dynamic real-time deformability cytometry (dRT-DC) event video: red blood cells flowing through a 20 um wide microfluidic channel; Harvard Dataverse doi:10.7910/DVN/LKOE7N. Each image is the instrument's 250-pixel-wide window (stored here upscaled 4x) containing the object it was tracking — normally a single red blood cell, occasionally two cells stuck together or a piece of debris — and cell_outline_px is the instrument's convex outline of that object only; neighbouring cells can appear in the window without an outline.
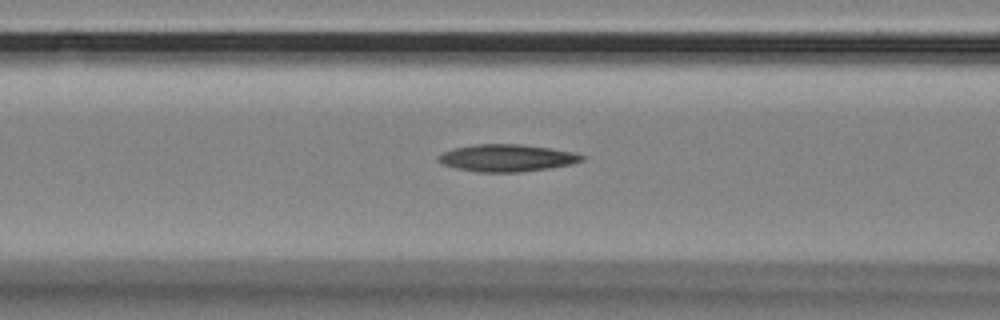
{"species": "Egyptian fruit bat (a non-hibernating species)", "species_latin": "Rousettus aegyptiacus", "temperature_condition": "room temperature", "stored_images_in_passage": 36, "camera_frame_rate_fps": 3000, "um_per_image_px": 0.085, "animal": {"sex": "female"}, "frame": {"image": 1, "passage_image": 7, "time_ms": 2.0, "image_size_px": [1000, 320], "cell_outline_px": [[584, 160], [568, 164], [548, 168], [520, 172], [476, 172], [456, 168], [444, 164], [436, 160], [436, 156], [444, 152], [456, 148], [476, 144], [520, 144], [548, 148], [572, 152], [584, 156]], "centroid_in_image_um": [43.03, 13.43], "position_along_channel_um": 123.6, "area_um2": 22.43}}
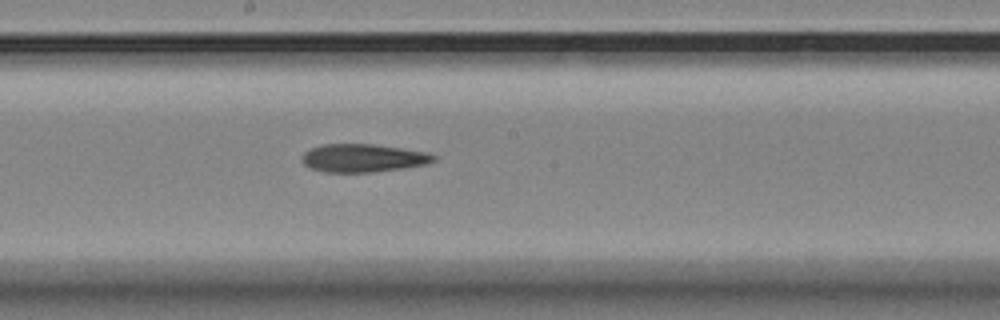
{"frame": {"image": 2, "passage_image": 15, "time_ms": 4.667, "image_size_px": [1000, 320], "cell_outline_px": [[436, 160], [424, 164], [400, 168], [372, 172], [324, 172], [312, 168], [304, 164], [300, 160], [304, 152], [312, 148], [324, 144], [376, 144], [428, 152], [436, 156]], "centroid_in_image_um": [30.85, 13.42], "position_along_channel_um": 217.4, "area_um2": 21.44}}
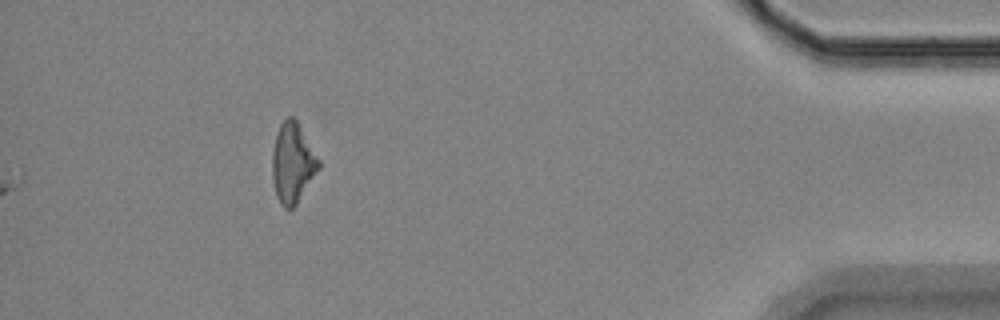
{"frame": {"image": 3, "passage_image": 36, "time_ms": 11.667, "image_size_px": [1000, 320], "cell_outline_px": [[320, 168], [296, 204], [292, 208], [284, 208], [280, 204], [276, 196], [272, 176], [272, 152], [276, 132], [280, 124], [288, 116], [292, 116], [296, 120], [320, 160]], "centroid_in_image_um": [24.86, 13.85], "position_along_channel_um": 410.3, "area_um2": 21.56}}